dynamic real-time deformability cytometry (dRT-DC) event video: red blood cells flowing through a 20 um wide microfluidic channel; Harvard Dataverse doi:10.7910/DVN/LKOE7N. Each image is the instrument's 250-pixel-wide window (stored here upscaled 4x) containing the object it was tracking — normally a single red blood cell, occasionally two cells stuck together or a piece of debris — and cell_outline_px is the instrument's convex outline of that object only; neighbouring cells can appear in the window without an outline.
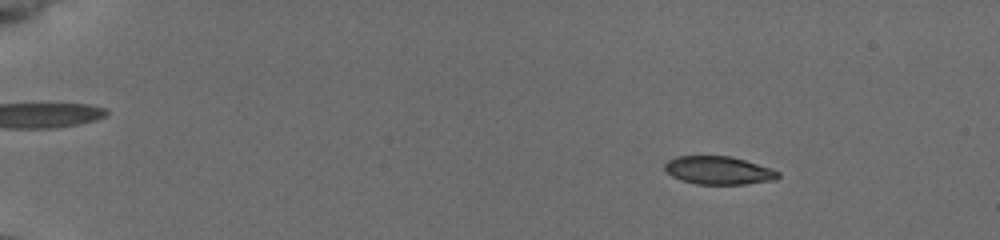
{"species": "common noctule bat (a hibernating species)", "species_latin": "Nyctalus noctula", "temperature_condition": "cold", "stored_images_in_passage": 21, "camera_frame_rate_fps": 3000, "um_per_image_px": 0.085, "animal": {"sex": "female", "body_mass_g": 19.5, "forearm_length_mm": 54.1}, "frame": {"image": 1, "passage_image": 8, "time_ms": 2.333, "image_size_px": [1000, 240], "cell_outline_px": [[780, 176], [776, 180], [744, 184], [696, 184], [680, 180], [672, 176], [664, 168], [664, 164], [668, 160], [676, 156], [732, 156], [772, 168], [780, 172]], "centroid_in_image_um": [61.1, 14.48], "position_along_channel_um": 23.9, "area_um2": 18.73}}
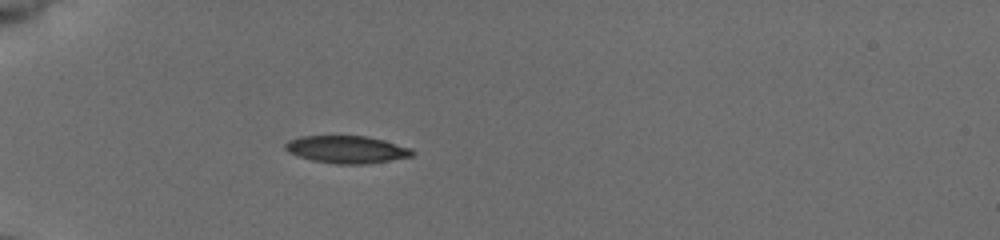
{"frame": {"image": 2, "passage_image": 17, "time_ms": 5.333, "image_size_px": [1000, 240], "cell_outline_px": [[416, 152], [412, 156], [364, 164], [336, 164], [312, 160], [288, 152], [284, 148], [284, 144], [288, 140], [300, 136], [368, 136], [384, 140], [412, 148]], "centroid_in_image_um": [29.47, 12.69], "position_along_channel_um": 55.5, "area_um2": 20.29}}
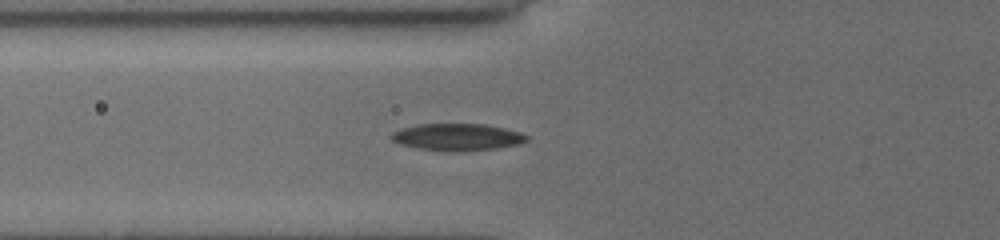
{"frame": {"image": 3, "passage_image": 21, "time_ms": 6.667, "image_size_px": [1000, 240], "cell_outline_px": [[528, 140], [520, 144], [496, 148], [460, 152], [448, 152], [416, 148], [400, 144], [392, 140], [388, 136], [392, 132], [404, 128], [420, 124], [484, 124], [504, 128], [520, 132], [528, 136]], "centroid_in_image_um": [38.86, 11.66], "position_along_channel_um": 86.9, "area_um2": 21.44}}